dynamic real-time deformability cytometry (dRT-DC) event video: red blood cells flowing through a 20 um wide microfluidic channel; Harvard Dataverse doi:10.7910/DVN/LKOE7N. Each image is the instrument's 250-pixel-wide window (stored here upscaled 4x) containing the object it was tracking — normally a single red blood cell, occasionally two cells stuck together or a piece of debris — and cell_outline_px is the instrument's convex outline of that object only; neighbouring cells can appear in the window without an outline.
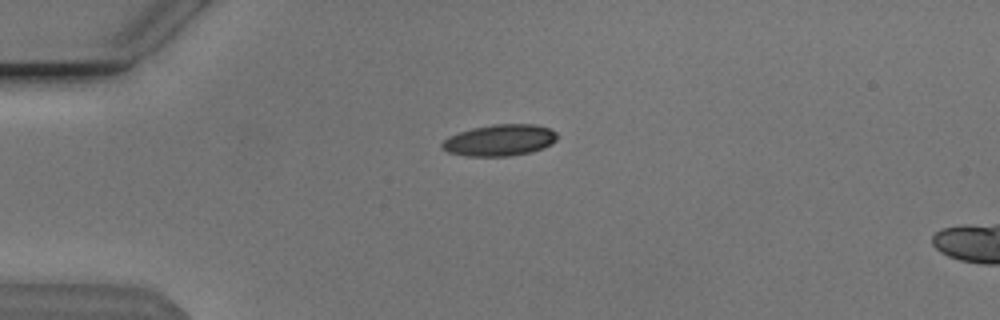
{"species": "Egyptian fruit bat (a non-hibernating species)", "species_latin": "Rousettus aegyptiacus", "temperature_condition": "cold", "stored_images_in_passage": 42, "camera_frame_rate_fps": 3000, "um_per_image_px": 0.085, "animal": {"sex": "male"}, "frame": {"image": 1, "passage_image": 2, "time_ms": 0.333, "image_size_px": [1000, 320], "cell_outline_px": [[556, 140], [552, 144], [544, 148], [532, 152], [508, 156], [468, 156], [448, 152], [440, 148], [440, 144], [448, 136], [472, 128], [496, 124], [536, 124], [548, 128], [556, 132]], "centroid_in_image_um": [42.47, 11.92], "position_along_channel_um": 42.5, "area_um2": 21.15}}
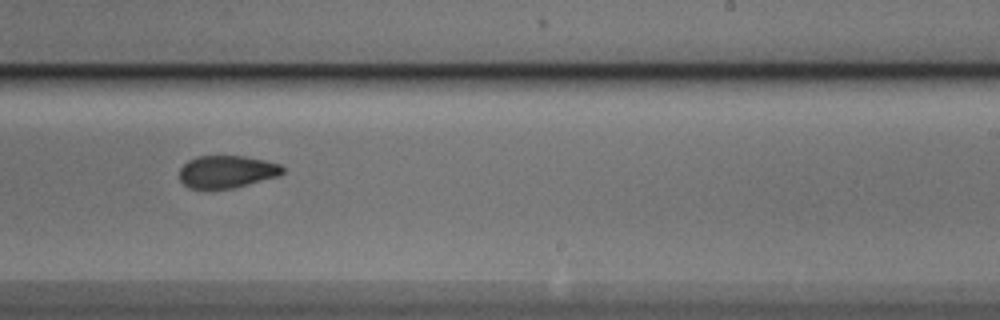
{"frame": {"image": 2, "passage_image": 22, "time_ms": 7.0, "image_size_px": [1000, 320], "cell_outline_px": [[284, 172], [276, 176], [232, 188], [188, 188], [180, 180], [180, 168], [188, 160], [196, 156], [244, 156], [264, 160], [280, 164], [284, 168]], "centroid_in_image_um": [19.25, 14.58], "position_along_channel_um": 269.8, "area_um2": 19.25}}
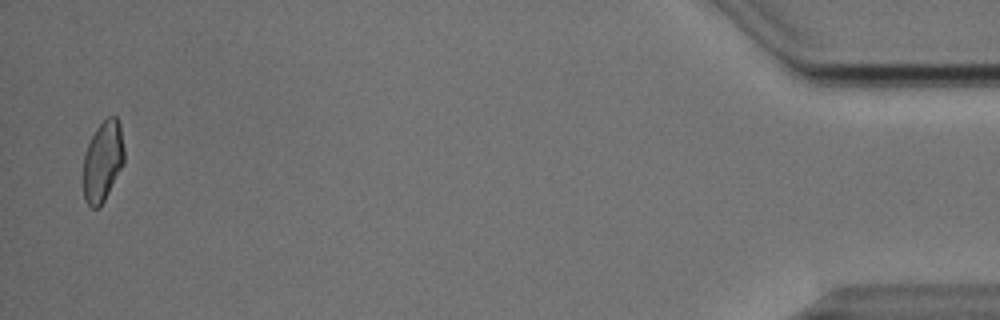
{"frame": {"image": 3, "passage_image": 41, "time_ms": 13.333, "image_size_px": [1000, 320], "cell_outline_px": [[124, 160], [100, 208], [92, 208], [84, 200], [84, 152], [96, 128], [108, 116], [116, 116], [120, 124], [124, 148]], "centroid_in_image_um": [8.73, 13.68], "position_along_channel_um": 426.5, "area_um2": 18.9}, "authors_computed_cell_mechanics": {"area_um2": 20.3167, "velocity_mm_per_s": 3.8383, "shape_relaxation_time_tau1_ms": 7.2396, "shape_relaxation_time_tau2_ms": 2.9905, "deformation_change_tau1": 0.1729, "deformation_change_tau2": 0.0801}}